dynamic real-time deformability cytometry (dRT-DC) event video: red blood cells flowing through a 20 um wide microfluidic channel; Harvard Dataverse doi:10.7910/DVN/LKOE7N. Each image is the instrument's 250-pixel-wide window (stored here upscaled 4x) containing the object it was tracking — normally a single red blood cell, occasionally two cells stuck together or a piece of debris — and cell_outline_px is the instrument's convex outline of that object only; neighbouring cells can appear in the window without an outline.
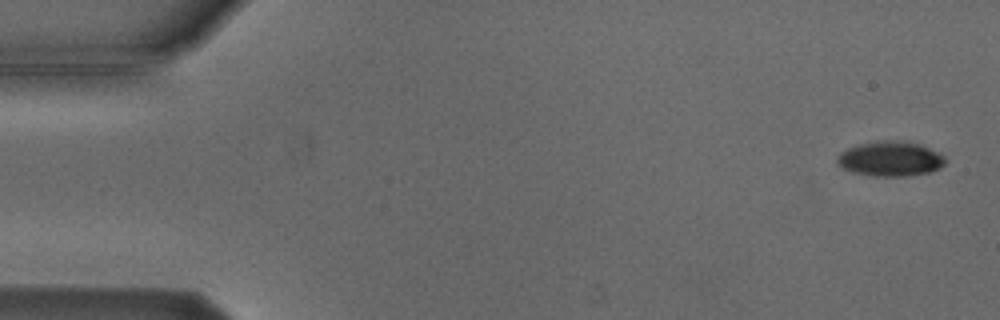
{"species": "Egyptian fruit bat (a non-hibernating species)", "species_latin": "Rousettus aegyptiacus", "temperature_condition": "cold", "stored_images_in_passage": 5, "camera_frame_rate_fps": 3000, "um_per_image_px": 0.085, "animal": {"sex": "male"}, "frame": {"image": 1, "passage_image": 1, "time_ms": 0.0, "image_size_px": [1000, 320], "cell_outline_px": [[948, 160], [940, 168], [932, 172], [908, 176], [872, 176], [852, 172], [836, 164], [836, 156], [840, 152], [856, 144], [876, 140], [896, 140], [920, 144], [940, 152]], "centroid_in_image_um": [75.68, 13.49], "position_along_channel_um": 9.3, "area_um2": 22.48}}
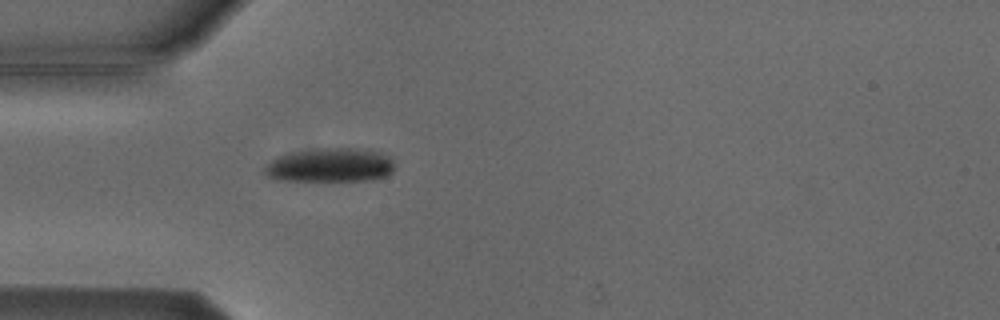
{"frame": {"image": 2, "passage_image": 5, "time_ms": 4.667, "image_size_px": [1000, 320], "cell_outline_px": [[392, 172], [384, 176], [372, 180], [272, 180], [264, 172], [264, 168], [272, 160], [280, 156], [300, 152], [324, 148], [352, 148], [380, 152], [392, 156]], "centroid_in_image_um": [28.09, 14.05], "position_along_channel_um": 56.9, "area_um2": 25.2}}